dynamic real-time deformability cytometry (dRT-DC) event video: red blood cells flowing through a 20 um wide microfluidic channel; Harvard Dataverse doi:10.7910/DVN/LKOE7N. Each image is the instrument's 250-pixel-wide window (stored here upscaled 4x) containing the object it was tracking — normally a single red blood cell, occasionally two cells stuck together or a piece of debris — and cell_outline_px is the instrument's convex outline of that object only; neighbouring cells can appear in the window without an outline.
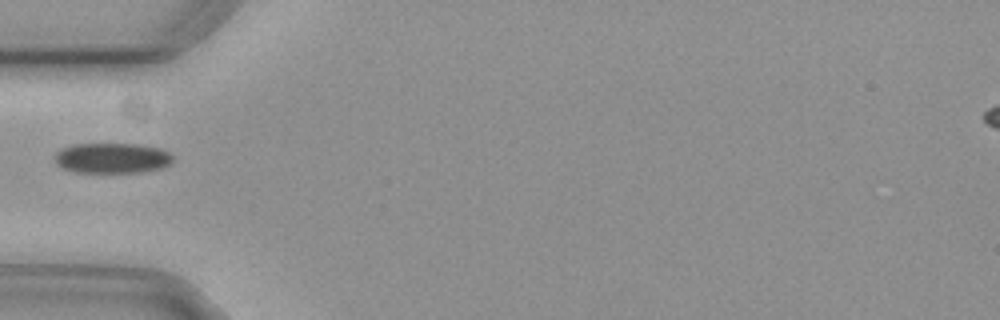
{"species": "common noctule bat (a hibernating species)", "species_latin": "Nyctalus noctula", "temperature_condition": "cold", "stored_images_in_passage": 38, "camera_frame_rate_fps": 3000, "um_per_image_px": 0.085, "animal": {"sex": "female", "body_mass_g": 29.2, "forearm_length_mm": 56.3}, "frame": {"image": 1, "passage_image": 1, "time_ms": 0.0, "image_size_px": [1000, 320], "cell_outline_px": [[172, 160], [168, 164], [160, 168], [140, 172], [76, 172], [64, 168], [56, 164], [52, 156], [60, 148], [72, 144], [140, 144], [160, 148], [168, 152], [172, 156]], "centroid_in_image_um": [9.47, 13.42], "position_along_channel_um": 75.5, "area_um2": 20.92}}
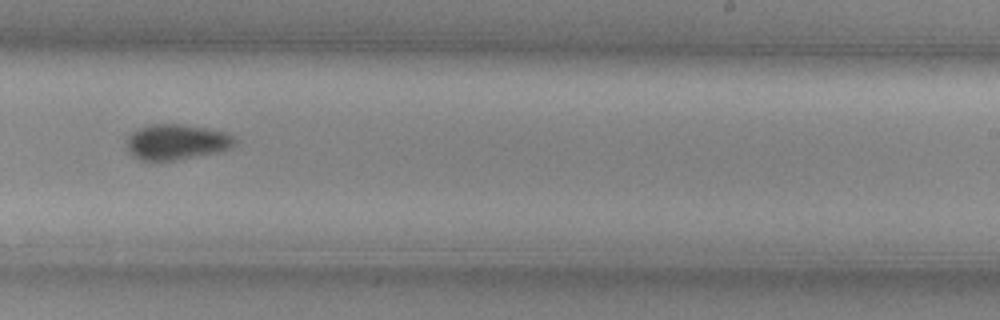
{"frame": {"image": 2, "passage_image": 17, "time_ms": 5.333, "image_size_px": [1000, 320], "cell_outline_px": [[236, 144], [228, 148], [216, 152], [160, 164], [140, 160], [132, 156], [128, 148], [128, 136], [132, 132], [148, 124], [180, 124], [212, 128], [228, 132], [236, 140]], "centroid_in_image_um": [14.99, 12.09], "position_along_channel_um": 274.0, "area_um2": 22.95}}
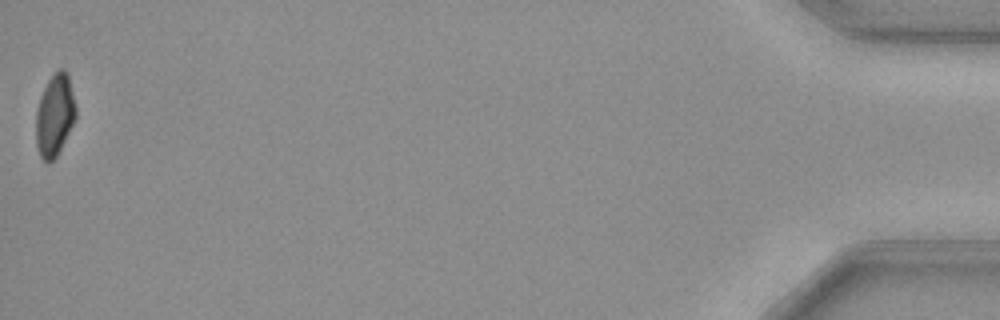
{"frame": {"image": 3, "passage_image": 38, "time_ms": 12.333, "image_size_px": [1000, 320], "cell_outline_px": [[76, 116], [56, 156], [48, 164], [40, 156], [36, 144], [36, 112], [40, 96], [48, 80], [60, 68], [64, 68], [68, 76], [76, 108]], "centroid_in_image_um": [4.63, 9.79], "position_along_channel_um": 430.6, "area_um2": 18.61}}